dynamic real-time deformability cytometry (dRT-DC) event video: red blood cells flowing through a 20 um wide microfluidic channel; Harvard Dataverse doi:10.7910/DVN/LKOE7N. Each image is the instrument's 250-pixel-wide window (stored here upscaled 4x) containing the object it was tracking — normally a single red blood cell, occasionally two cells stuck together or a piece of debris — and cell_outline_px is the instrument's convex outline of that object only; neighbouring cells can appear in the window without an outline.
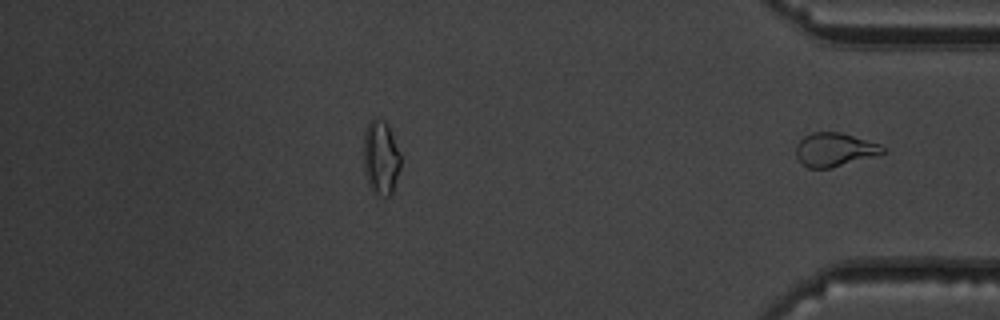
{"species": "common noctule bat (a hibernating species)", "species_latin": "Nyctalus noctula", "temperature_condition": "warm", "stored_images_in_passage": 47, "segment_of_instrument_passage": [2, 2], "camera_frame_rate_fps": 3000, "um_per_image_px": 0.085, "animal": {"sex": "male", "body_mass_g": 19.5, "forearm_length_mm": 54.6}, "frame": {"image": 1, "passage_image": 47, "time_ms": 15.333, "image_size_px": [1000, 320], "cell_outline_px": [[888, 152], [832, 168], [808, 168], [796, 156], [796, 144], [804, 136], [812, 132], [840, 132], [880, 144]], "centroid_in_image_um": [70.94, 12.72], "position_along_channel_um": 364.3, "area_um2": 16.94}}